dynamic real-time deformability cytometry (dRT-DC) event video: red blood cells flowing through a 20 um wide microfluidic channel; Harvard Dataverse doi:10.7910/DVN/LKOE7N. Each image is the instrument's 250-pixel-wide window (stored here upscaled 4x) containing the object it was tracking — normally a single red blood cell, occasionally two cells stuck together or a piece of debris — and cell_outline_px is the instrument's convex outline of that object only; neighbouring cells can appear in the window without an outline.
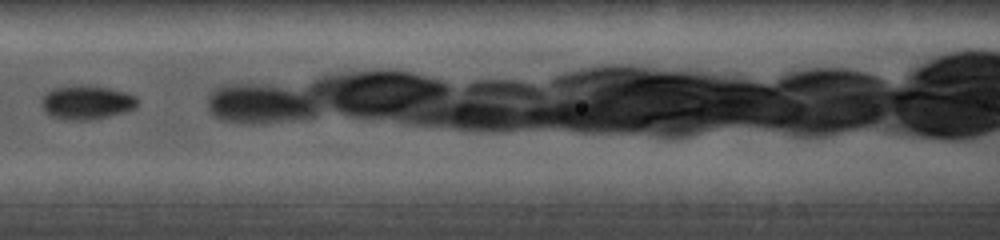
{"species": "common noctule bat (a hibernating species)", "species_latin": "Nyctalus noctula", "temperature_condition": "cold", "stored_images_in_passage": 6, "camera_frame_rate_fps": 5000, "um_per_image_px": 0.085, "animal": {"sex": "female", "body_mass_g": 19.0, "forearm_length_mm": 56.7}, "frame": {"image": 1, "passage_image": 3, "time_ms": 2.0, "image_size_px": [1000, 240], "cell_outline_px": [[136, 108], [124, 112], [108, 116], [88, 120], [60, 120], [44, 112], [40, 104], [40, 100], [44, 92], [52, 88], [72, 84], [88, 84], [108, 88], [124, 92], [136, 96]], "centroid_in_image_um": [7.27, 8.68], "position_along_channel_um": 159.3, "area_um2": 19.48}}
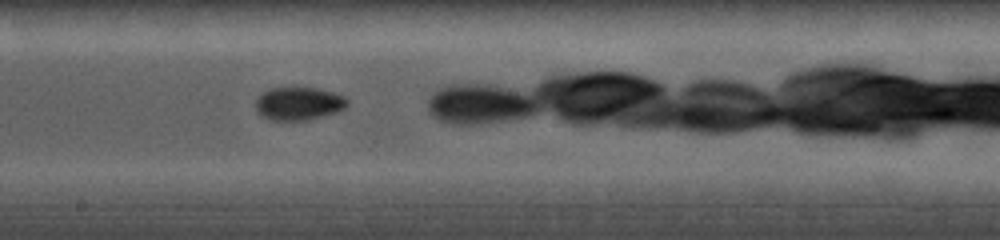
{"frame": {"image": 2, "passage_image": 5, "time_ms": 3.6, "image_size_px": [1000, 240], "cell_outline_px": [[348, 104], [344, 108], [336, 112], [308, 120], [272, 120], [260, 116], [256, 112], [256, 96], [268, 88], [316, 88], [332, 92], [344, 96], [348, 100]], "centroid_in_image_um": [25.34, 8.8], "position_along_channel_um": 222.9, "area_um2": 17.74}}
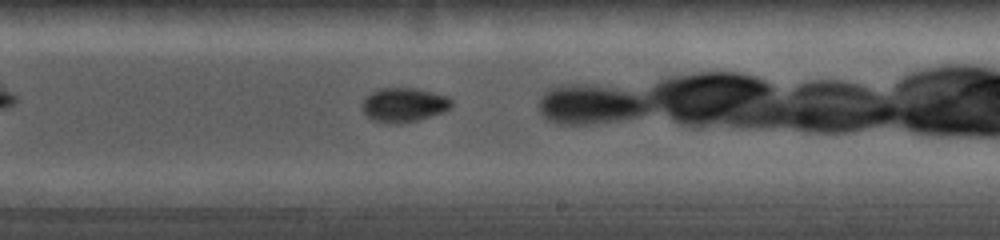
{"frame": {"image": 3, "passage_image": 6, "time_ms": 4.4, "image_size_px": [1000, 240], "cell_outline_px": [[452, 104], [444, 112], [420, 120], [400, 124], [384, 124], [372, 120], [364, 112], [364, 96], [380, 88], [416, 88], [448, 96], [452, 100]], "centroid_in_image_um": [34.34, 8.93], "position_along_channel_um": 254.7, "area_um2": 17.98}}